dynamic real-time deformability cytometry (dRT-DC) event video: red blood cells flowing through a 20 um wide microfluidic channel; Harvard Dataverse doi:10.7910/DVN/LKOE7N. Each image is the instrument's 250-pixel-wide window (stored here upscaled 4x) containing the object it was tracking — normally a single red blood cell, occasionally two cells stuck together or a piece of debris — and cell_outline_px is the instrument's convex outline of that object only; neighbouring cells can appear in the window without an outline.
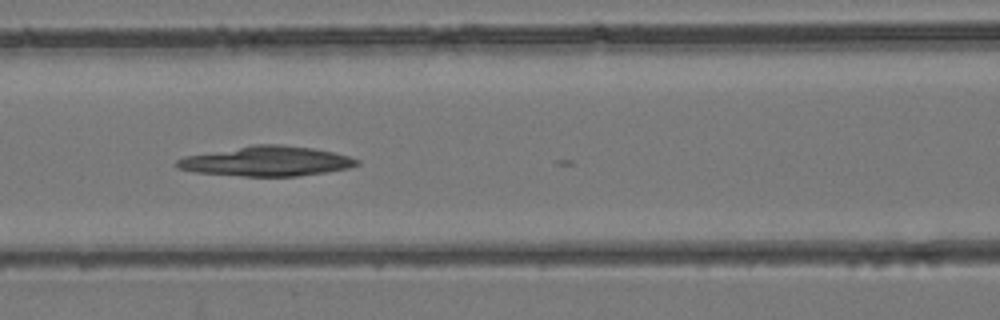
{"species": "common noctule bat (a hibernating species)", "species_latin": "Nyctalus noctula", "temperature_condition": "room temperature", "stored_images_in_passage": 19, "camera_frame_rate_fps": 3000, "um_per_image_px": 0.085, "animal": {"sex": "female", "body_mass_g": 24.6, "forearm_length_mm": 56.2}, "frame": {"image": 1, "passage_image": 18, "time_ms": 5.667, "image_size_px": [1000, 320], "cell_outline_px": [[360, 164], [348, 168], [324, 172], [296, 176], [244, 176], [196, 172], [176, 168], [176, 160], [184, 156], [252, 144], [280, 144], [312, 148], [332, 152], [348, 156], [360, 160]], "centroid_in_image_um": [22.63, 13.69], "position_along_channel_um": 144.0, "area_um2": 31.21}}